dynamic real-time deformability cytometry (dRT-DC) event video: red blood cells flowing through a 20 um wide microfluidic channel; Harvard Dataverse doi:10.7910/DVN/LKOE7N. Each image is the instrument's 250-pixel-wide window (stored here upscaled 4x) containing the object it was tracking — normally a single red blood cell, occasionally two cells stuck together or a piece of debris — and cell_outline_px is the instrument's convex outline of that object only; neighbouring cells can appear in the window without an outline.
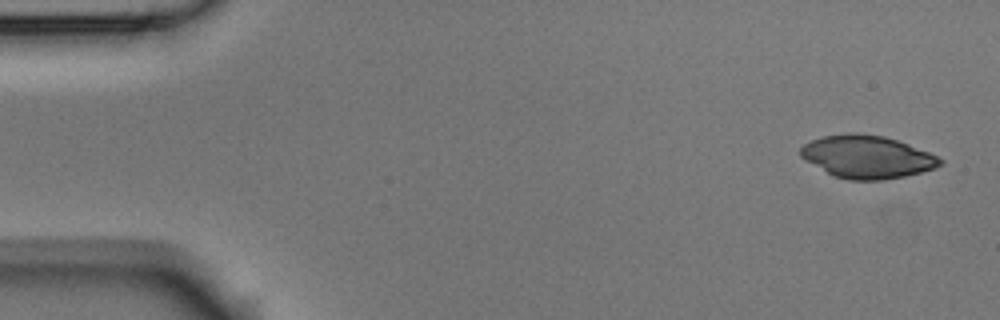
{"species": "Egyptian fruit bat (a non-hibernating species)", "species_latin": "Rousettus aegyptiacus", "temperature_condition": "room temperature", "stored_images_in_passage": 5, "camera_frame_rate_fps": 3000, "um_per_image_px": 0.085, "animal": {"sex": "male"}, "frame": {"image": 1, "passage_image": 1, "time_ms": 0.0, "image_size_px": [1000, 320], "cell_outline_px": [[944, 160], [936, 168], [904, 176], [880, 180], [848, 180], [832, 176], [800, 156], [800, 148], [804, 144], [820, 136], [848, 132], [856, 132], [884, 136], [908, 144], [928, 152]], "centroid_in_image_um": [73.67, 13.32], "position_along_channel_um": 11.3, "area_um2": 34.74}}